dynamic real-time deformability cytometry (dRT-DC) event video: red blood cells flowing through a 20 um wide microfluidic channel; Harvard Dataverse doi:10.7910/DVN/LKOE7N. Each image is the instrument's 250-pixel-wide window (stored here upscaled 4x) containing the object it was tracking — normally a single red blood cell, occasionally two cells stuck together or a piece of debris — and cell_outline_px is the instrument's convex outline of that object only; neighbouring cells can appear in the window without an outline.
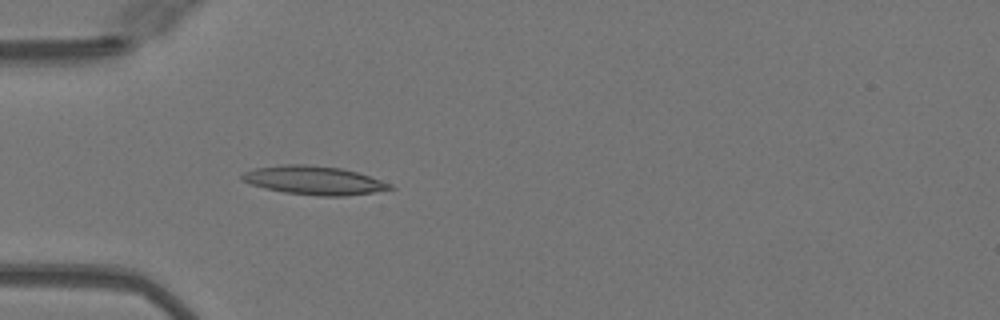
{"species": "Egyptian fruit bat (a non-hibernating species)", "species_latin": "Rousettus aegyptiacus", "temperature_condition": "warm", "stored_images_in_passage": 35, "camera_frame_rate_fps": 3000, "um_per_image_px": 0.085, "animal": {"sex": "female"}, "frame": {"image": 1, "passage_image": 1, "time_ms": 0.0, "image_size_px": [1000, 320], "cell_outline_px": [[396, 188], [372, 192], [344, 196], [320, 196], [284, 192], [264, 188], [240, 180], [240, 176], [244, 172], [256, 168], [284, 164], [308, 164], [340, 168], [356, 172], [392, 184]], "centroid_in_image_um": [26.66, 15.33], "position_along_channel_um": 58.3, "area_um2": 24.51}}
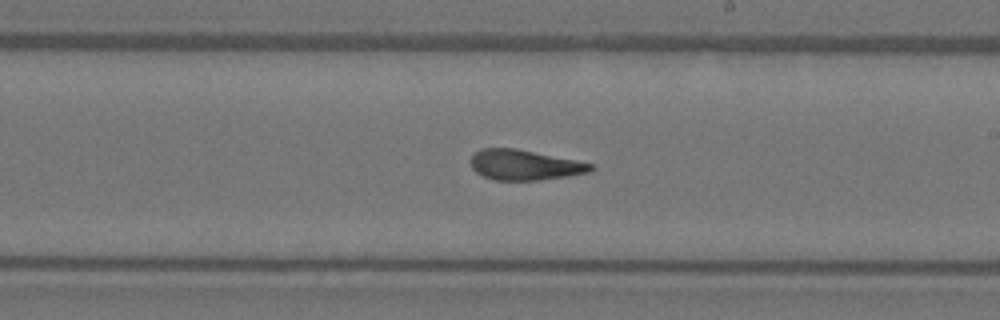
{"frame": {"image": 2, "passage_image": 15, "time_ms": 4.667, "image_size_px": [1000, 320], "cell_outline_px": [[596, 168], [588, 172], [568, 176], [540, 180], [496, 180], [484, 176], [476, 172], [472, 168], [472, 156], [480, 148], [516, 148], [596, 164]], "centroid_in_image_um": [44.63, 14.02], "position_along_channel_um": 244.4, "area_um2": 21.15}}
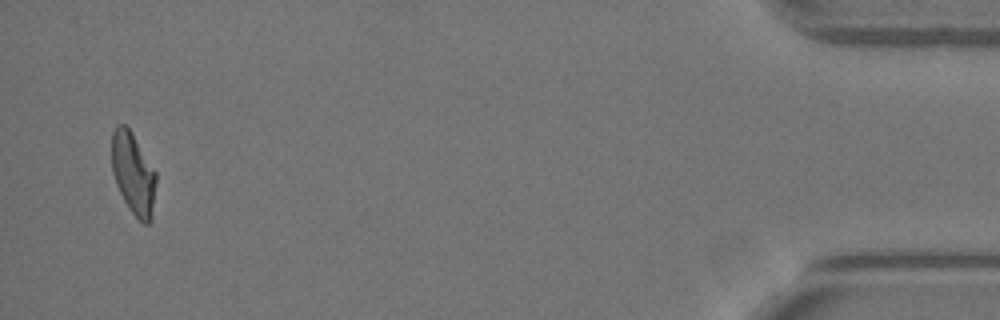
{"frame": {"image": 3, "passage_image": 34, "time_ms": 11.0, "image_size_px": [1000, 320], "cell_outline_px": [[156, 184], [152, 220], [148, 224], [144, 224], [132, 212], [124, 200], [116, 184], [112, 172], [112, 132], [116, 124], [124, 124], [132, 132], [156, 172]], "centroid_in_image_um": [11.33, 14.75], "position_along_channel_um": 423.9, "area_um2": 21.15}, "authors_computed_cell_mechanics": {"area_um2": 21.6172, "velocity_mm_per_s": 4.1, "shape_relaxation_time_tau1_ms": null, "shape_relaxation_time_tau2_ms": 1.9659, "deformation_change_tau1": null, "deformation_change_tau2": 0.1132}}